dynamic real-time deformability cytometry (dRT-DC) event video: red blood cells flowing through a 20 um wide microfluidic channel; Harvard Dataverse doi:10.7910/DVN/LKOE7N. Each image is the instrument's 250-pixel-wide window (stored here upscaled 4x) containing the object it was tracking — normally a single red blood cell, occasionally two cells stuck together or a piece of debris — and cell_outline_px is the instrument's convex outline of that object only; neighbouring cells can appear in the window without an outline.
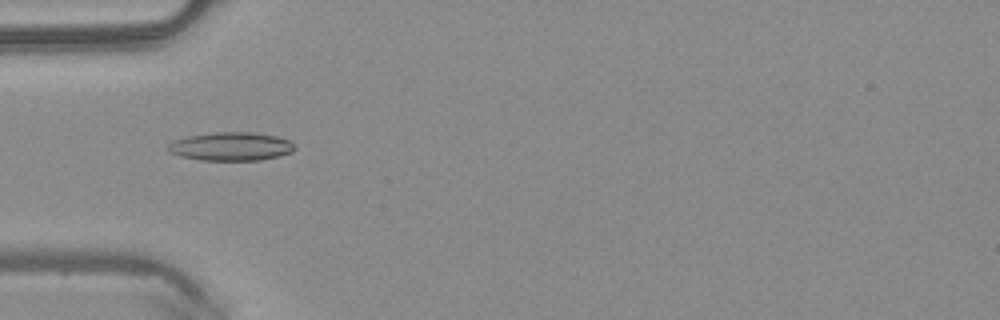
{"species": "common noctule bat (a hibernating species)", "species_latin": "Nyctalus noctula", "temperature_condition": "warm", "stored_images_in_passage": 49, "camera_frame_rate_fps": 3000, "um_per_image_px": 0.085, "animal": {"sex": "male", "body_mass_g": 20.4}, "frame": {"image": 1, "passage_image": 15, "time_ms": 4.667, "image_size_px": [1000, 320], "cell_outline_px": [[296, 148], [292, 152], [280, 156], [260, 160], [200, 160], [180, 156], [168, 152], [168, 144], [172, 140], [188, 136], [216, 132], [252, 132], [276, 136], [288, 140], [296, 144]], "centroid_in_image_um": [19.64, 12.45], "position_along_channel_um": 65.4, "area_um2": 21.15}}
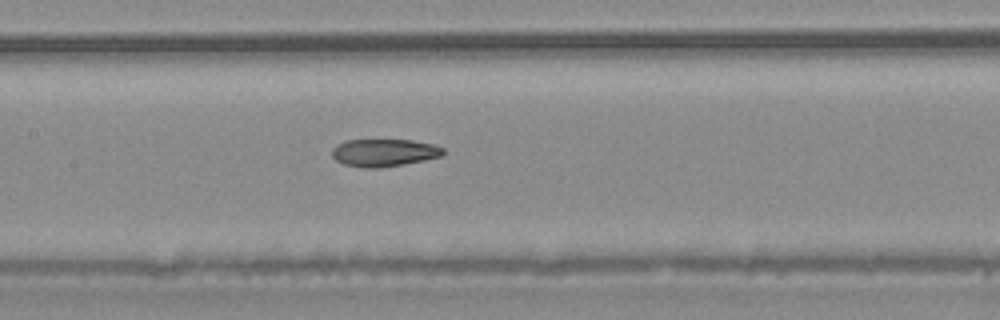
{"frame": {"image": 2, "passage_image": 23, "time_ms": 7.333, "image_size_px": [1000, 320], "cell_outline_px": [[444, 156], [404, 164], [380, 168], [364, 168], [344, 164], [336, 160], [332, 156], [332, 148], [336, 144], [344, 140], [412, 140], [432, 144], [444, 148]], "centroid_in_image_um": [32.64, 12.98], "position_along_channel_um": 174.8, "area_um2": 17.98}}
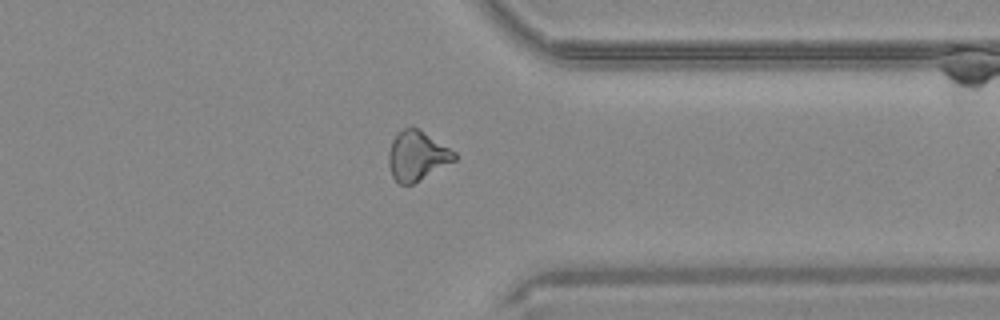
{"frame": {"image": 3, "passage_image": 38, "time_ms": 12.333, "image_size_px": [1000, 320], "cell_outline_px": [[456, 160], [412, 184], [400, 184], [392, 176], [388, 164], [388, 152], [392, 140], [404, 128], [420, 128], [456, 152]], "centroid_in_image_um": [35.45, 13.23], "position_along_channel_um": 375.9, "area_um2": 18.9}, "authors_computed_cell_mechanics": {"area_um2": 18.9006, "velocity_mm_per_s": 4.087, "shape_relaxation_time_tau1_ms": null, "shape_relaxation_time_tau2_ms": 2.7089, "deformation_change_tau1": null, "deformation_change_tau2": 0.1019}}